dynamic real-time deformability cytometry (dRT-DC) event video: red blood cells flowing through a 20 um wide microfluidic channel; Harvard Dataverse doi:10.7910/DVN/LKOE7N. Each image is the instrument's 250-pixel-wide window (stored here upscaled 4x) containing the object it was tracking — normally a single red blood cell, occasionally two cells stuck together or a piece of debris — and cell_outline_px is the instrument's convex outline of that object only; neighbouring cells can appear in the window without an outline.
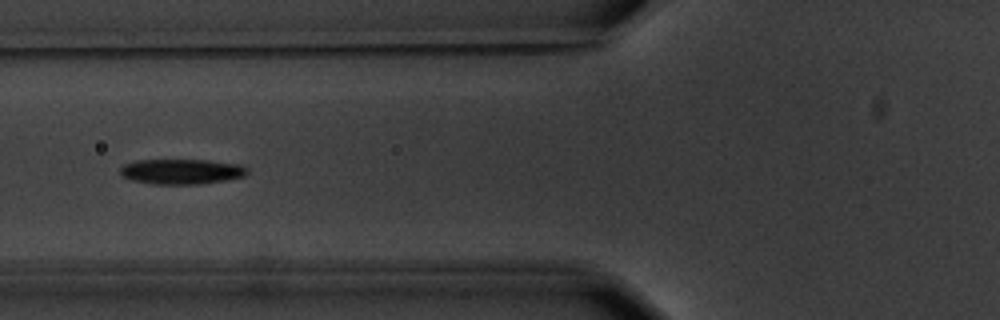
{"species": "common noctule bat (a hibernating species)", "species_latin": "Nyctalus noctula", "temperature_condition": "warm", "stored_images_in_passage": 15, "camera_frame_rate_fps": 3000, "um_per_image_px": 0.085, "animal": {"sex": "male", "body_mass_g": 20.1, "forearm_length_mm": 53.5}, "frame": {"image": 1, "passage_image": 5, "time_ms": 5.667, "image_size_px": [1000, 320], "cell_outline_px": [[248, 172], [244, 176], [228, 180], [200, 184], [152, 184], [132, 180], [124, 176], [120, 172], [120, 168], [124, 164], [136, 160], [208, 160], [240, 164], [248, 168]], "centroid_in_image_um": [15.46, 14.58], "position_along_channel_um": 110.3, "area_um2": 18.73}, "authors_computed_cell_mechanics": {"area_um2": 18.7272, "velocity_mm_per_s": 3.5875, "shape_relaxation_time_tau1_ms": 1.832, "shape_relaxation_time_tau2_ms": 7.9392, "deformation_change_tau1": 0.1127, "deformation_change_tau2": 0.1061}}